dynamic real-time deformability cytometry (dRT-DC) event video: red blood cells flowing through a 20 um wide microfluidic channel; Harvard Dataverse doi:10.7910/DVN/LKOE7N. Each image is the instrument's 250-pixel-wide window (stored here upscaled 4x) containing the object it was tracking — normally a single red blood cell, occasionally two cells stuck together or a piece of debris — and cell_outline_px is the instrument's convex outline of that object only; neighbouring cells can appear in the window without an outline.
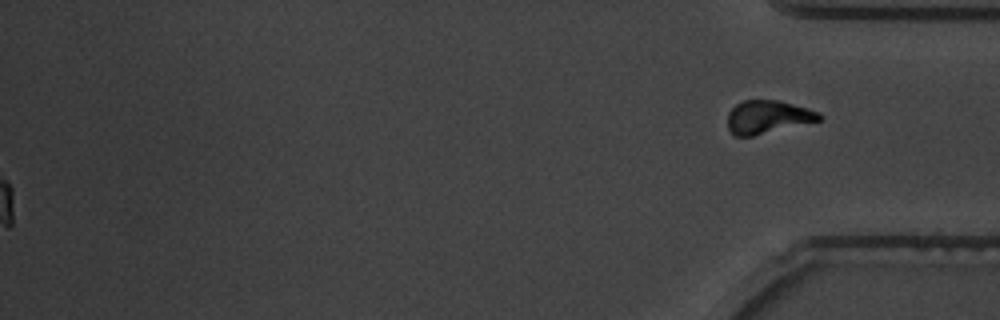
{"species": "common noctule bat (a hibernating species)", "species_latin": "Nyctalus noctula", "temperature_condition": "warm", "stored_images_in_passage": 59, "segment_of_instrument_passage": [2, 2], "camera_frame_rate_fps": 3000, "um_per_image_px": 0.085, "animal": {"sex": "male", "body_mass_g": 19.5, "forearm_length_mm": 54.6}, "frame": {"image": 1, "passage_image": 59, "time_ms": 19.333, "image_size_px": [1000, 320], "cell_outline_px": [[824, 120], [752, 136], [736, 136], [728, 128], [728, 112], [736, 104], [744, 100], [780, 100], [808, 108], [820, 112], [824, 116]], "centroid_in_image_um": [65.32, 9.94], "position_along_channel_um": 369.9, "area_um2": 17.92}}